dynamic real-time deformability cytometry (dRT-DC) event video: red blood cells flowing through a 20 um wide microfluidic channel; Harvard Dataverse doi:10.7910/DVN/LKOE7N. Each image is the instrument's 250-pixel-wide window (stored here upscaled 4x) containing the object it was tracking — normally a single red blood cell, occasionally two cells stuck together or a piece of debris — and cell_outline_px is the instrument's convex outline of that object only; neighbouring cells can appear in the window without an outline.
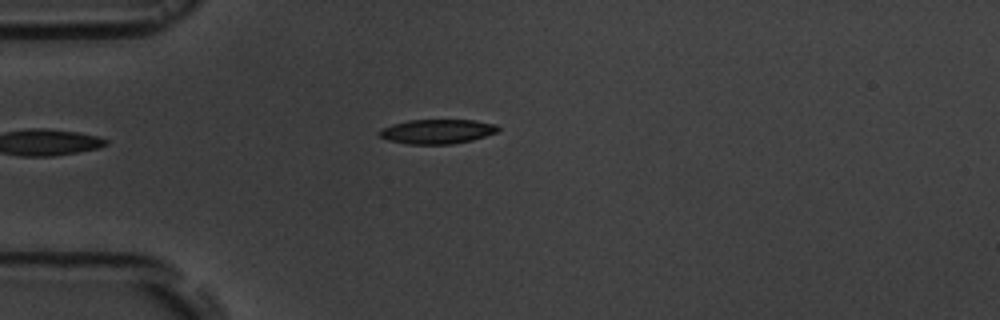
{"species": "common noctule bat (a hibernating species)", "species_latin": "Nyctalus noctula", "temperature_condition": "room temperature", "stored_images_in_passage": 5, "camera_frame_rate_fps": 3000, "um_per_image_px": 0.085, "animal": {"sex": "male", "body_mass_g": 19.5, "forearm_length_mm": 54.6}, "frame": {"image": 1, "passage_image": 5, "time_ms": 4.667, "image_size_px": [1000, 320], "cell_outline_px": [[500, 128], [496, 132], [472, 140], [452, 144], [408, 144], [388, 140], [380, 136], [376, 132], [380, 128], [392, 124], [408, 120], [472, 120], [496, 124]], "centroid_in_image_um": [37.11, 11.17], "position_along_channel_um": 47.9, "area_um2": 16.94}}